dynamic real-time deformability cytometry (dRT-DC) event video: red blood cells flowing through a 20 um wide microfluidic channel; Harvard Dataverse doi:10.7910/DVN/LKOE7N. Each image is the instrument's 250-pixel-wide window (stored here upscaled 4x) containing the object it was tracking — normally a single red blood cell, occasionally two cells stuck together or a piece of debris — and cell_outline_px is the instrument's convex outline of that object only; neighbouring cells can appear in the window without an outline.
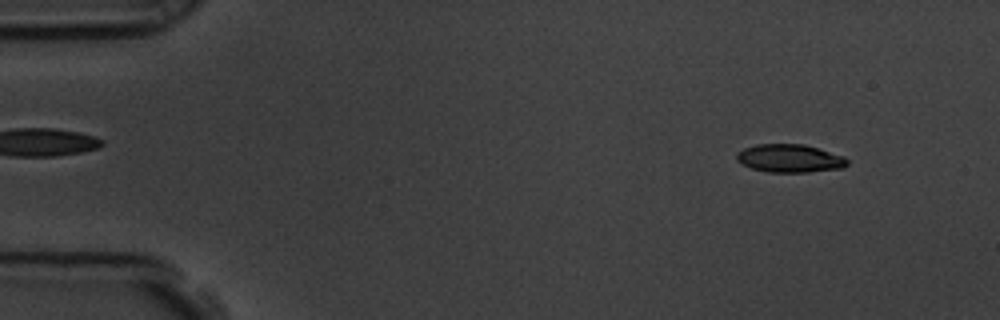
{"species": "common noctule bat (a hibernating species)", "species_latin": "Nyctalus noctula", "temperature_condition": "room temperature", "stored_images_in_passage": 57, "camera_frame_rate_fps": 3000, "um_per_image_px": 0.085, "animal": {"sex": "male", "body_mass_g": 19.5, "forearm_length_mm": 54.6}, "frame": {"image": 1, "passage_image": 5, "time_ms": 1.333, "image_size_px": [1000, 320], "cell_outline_px": [[848, 164], [844, 168], [808, 172], [768, 172], [752, 168], [740, 164], [736, 160], [736, 152], [744, 148], [756, 144], [804, 144], [844, 156], [848, 160]], "centroid_in_image_um": [67.11, 13.46], "position_along_channel_um": 17.9, "area_um2": 18.26}}
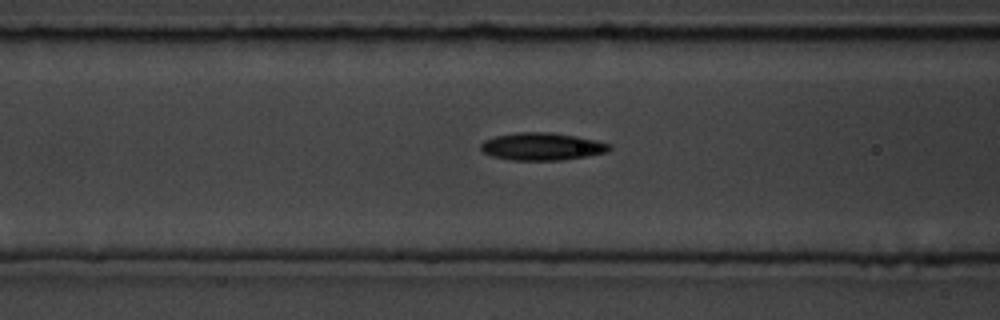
{"frame": {"image": 2, "passage_image": 22, "time_ms": 7.0, "image_size_px": [1000, 320], "cell_outline_px": [[612, 148], [608, 152], [560, 160], [512, 160], [492, 156], [484, 152], [480, 148], [480, 144], [484, 140], [496, 136], [516, 132], [552, 132], [576, 136], [596, 140], [612, 144]], "centroid_in_image_um": [46.08, 12.44], "position_along_channel_um": 120.5, "area_um2": 20.63}}
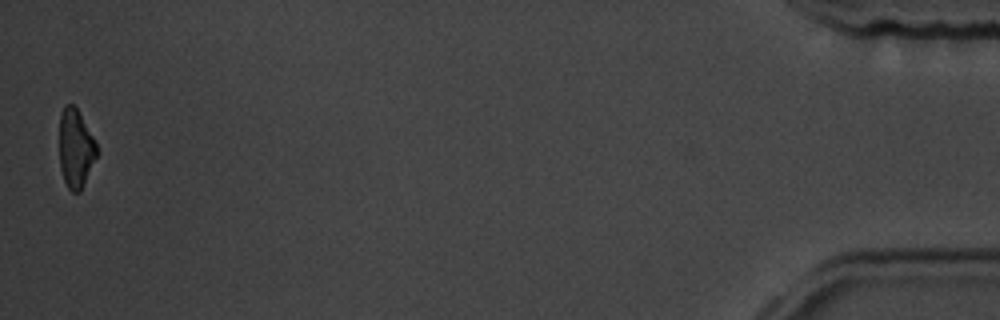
{"frame": {"image": 3, "passage_image": 56, "time_ms": 18.333, "image_size_px": [1000, 320], "cell_outline_px": [[96, 156], [80, 192], [72, 192], [68, 188], [64, 180], [60, 168], [60, 112], [64, 104], [72, 104], [76, 108], [92, 136], [96, 144]], "centroid_in_image_um": [6.4, 12.62], "position_along_channel_um": 428.8, "area_um2": 16.7}, "authors_computed_cell_mechanics": {"area_um2": 19.074, "velocity_mm_per_s": 3.555, "shape_relaxation_time_tau1_ms": 3.3802, "shape_relaxation_time_tau2_ms": 7.1844, "deformation_change_tau1": 0.1188, "deformation_change_tau2": 0.1617}}